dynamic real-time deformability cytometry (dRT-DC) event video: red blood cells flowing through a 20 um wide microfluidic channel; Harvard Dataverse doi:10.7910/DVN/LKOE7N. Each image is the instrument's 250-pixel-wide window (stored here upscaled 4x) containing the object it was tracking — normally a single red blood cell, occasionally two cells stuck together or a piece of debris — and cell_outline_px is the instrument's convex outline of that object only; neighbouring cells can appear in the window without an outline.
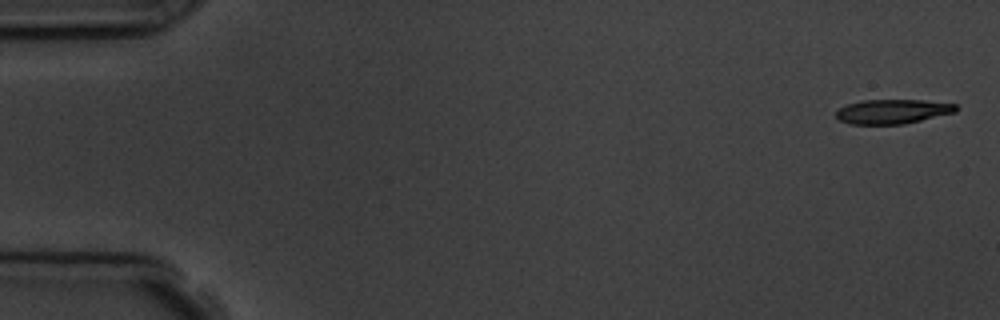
{"species": "common noctule bat (a hibernating species)", "species_latin": "Nyctalus noctula", "temperature_condition": "room temperature", "stored_images_in_passage": 5, "camera_frame_rate_fps": 3000, "um_per_image_px": 0.085, "animal": {"sex": "male", "body_mass_g": 19.5, "forearm_length_mm": 54.6}, "frame": {"image": 1, "passage_image": 1, "time_ms": 0.0, "image_size_px": [1000, 320], "cell_outline_px": [[960, 108], [956, 112], [904, 124], [848, 124], [840, 120], [836, 116], [836, 112], [840, 108], [848, 104], [860, 100], [924, 100], [956, 104]], "centroid_in_image_um": [75.9, 9.47], "position_along_channel_um": 9.1, "area_um2": 17.11}}
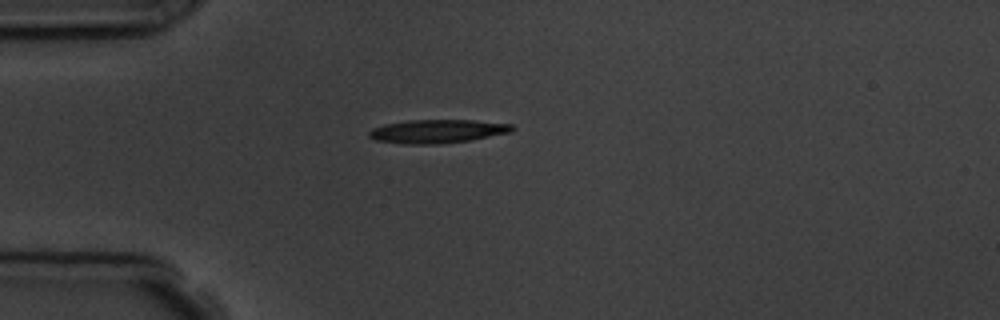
{"frame": {"image": 2, "passage_image": 4, "time_ms": 4.333, "image_size_px": [1000, 320], "cell_outline_px": [[516, 128], [512, 132], [468, 140], [440, 144], [404, 144], [376, 140], [368, 136], [368, 132], [372, 128], [384, 124], [408, 120], [476, 120], [512, 124]], "centroid_in_image_um": [37.18, 11.15], "position_along_channel_um": 47.8, "area_um2": 19.71}}